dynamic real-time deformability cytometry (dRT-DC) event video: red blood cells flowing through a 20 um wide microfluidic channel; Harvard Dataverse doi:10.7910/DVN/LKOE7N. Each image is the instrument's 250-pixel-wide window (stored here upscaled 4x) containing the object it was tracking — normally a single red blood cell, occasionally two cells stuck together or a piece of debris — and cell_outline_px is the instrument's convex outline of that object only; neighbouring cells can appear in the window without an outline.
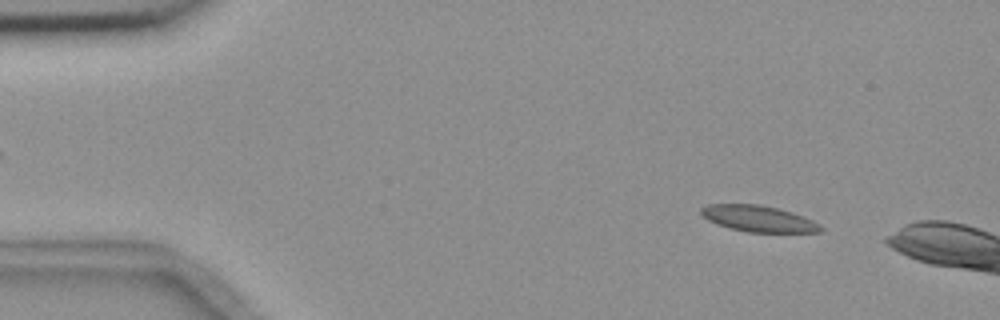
{"species": "common noctule bat (a hibernating species)", "species_latin": "Nyctalus noctula", "temperature_condition": "room temperature", "stored_images_in_passage": 7, "camera_frame_rate_fps": 3000, "um_per_image_px": 0.085, "animal": {"sex": "female", "body_mass_g": 18.4}, "frame": {"image": 1, "passage_image": 1, "time_ms": 0.0, "image_size_px": [1000, 320], "cell_outline_px": [[824, 232], [748, 232], [728, 228], [716, 224], [700, 216], [700, 208], [708, 204], [760, 204], [792, 212], [812, 220], [820, 224], [824, 228]], "centroid_in_image_um": [64.44, 18.59], "position_along_channel_um": 20.6, "area_um2": 18.44}}
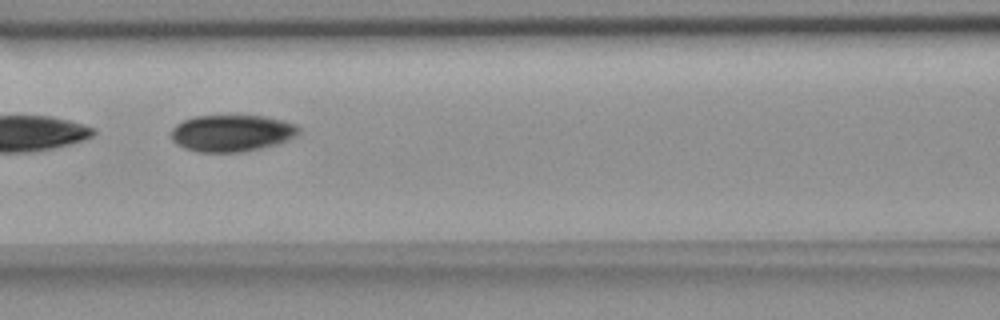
{"frame": {"image": 2, "passage_image": 7, "time_ms": 24.0, "image_size_px": [1000, 320], "cell_outline_px": [[300, 132], [296, 136], [288, 140], [276, 144], [244, 152], [196, 152], [184, 148], [176, 144], [172, 140], [172, 128], [176, 124], [184, 120], [196, 116], [264, 116], [296, 124], [300, 128]], "centroid_in_image_um": [19.7, 11.32], "position_along_channel_um": 146.9, "area_um2": 27.34}}